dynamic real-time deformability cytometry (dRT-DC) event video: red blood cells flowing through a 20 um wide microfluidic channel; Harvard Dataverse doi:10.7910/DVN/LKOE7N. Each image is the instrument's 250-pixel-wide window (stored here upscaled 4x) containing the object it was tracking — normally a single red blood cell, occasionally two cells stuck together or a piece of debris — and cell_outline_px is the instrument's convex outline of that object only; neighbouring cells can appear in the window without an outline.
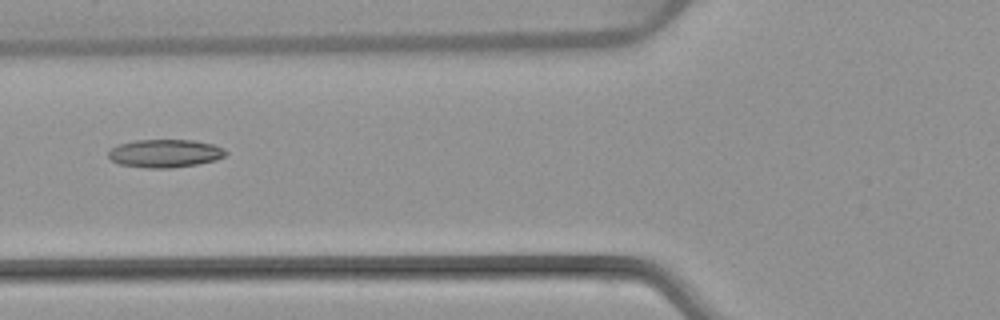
{"species": "common noctule bat (a hibernating species)", "species_latin": "Nyctalus noctula", "temperature_condition": "warm", "stored_images_in_passage": 2, "camera_frame_rate_fps": 3000, "um_per_image_px": 0.085, "animal": {"sex": "female", "body_mass_g": 22.7, "forearm_length_mm": 54.2}, "frame": {"image": 1, "passage_image": 2, "time_ms": 1.0, "image_size_px": [1000, 320], "cell_outline_px": [[228, 152], [224, 156], [216, 160], [196, 164], [172, 168], [148, 168], [120, 164], [112, 160], [108, 156], [108, 152], [112, 148], [120, 144], [136, 140], [196, 140], [212, 144], [224, 148]], "centroid_in_image_um": [14.05, 13.03], "position_along_channel_um": 111.7, "area_um2": 19.13}}